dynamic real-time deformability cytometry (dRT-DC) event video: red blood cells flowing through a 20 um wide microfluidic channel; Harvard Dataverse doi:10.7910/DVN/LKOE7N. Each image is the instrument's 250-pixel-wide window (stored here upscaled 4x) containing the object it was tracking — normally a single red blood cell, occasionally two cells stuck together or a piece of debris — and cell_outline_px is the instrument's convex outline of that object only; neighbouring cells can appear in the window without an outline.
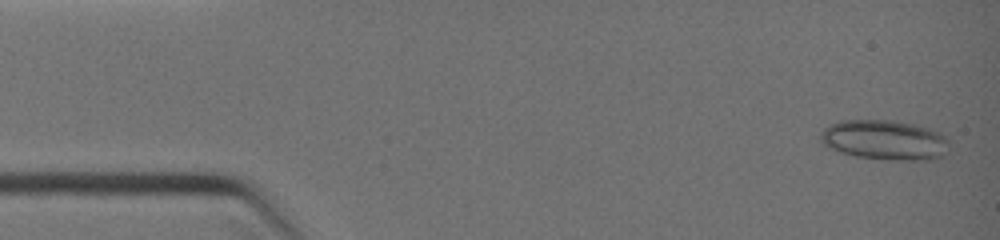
{"species": "common noctule bat (a hibernating species)", "species_latin": "Nyctalus noctula", "temperature_condition": "warm", "stored_images_in_passage": 8, "camera_frame_rate_fps": 3000, "um_per_image_px": 0.085, "animal": {"sex": "female", "body_mass_g": 19.0, "forearm_length_mm": 51.5}, "frame": {"image": 1, "passage_image": 1, "time_ms": 0.0, "image_size_px": [1000, 240], "cell_outline_px": [[948, 152], [940, 156], [928, 160], [896, 160], [856, 156], [840, 152], [828, 148], [820, 140], [820, 132], [828, 124], [840, 120], [896, 120], [928, 128], [940, 132], [948, 140]], "centroid_in_image_um": [75.17, 11.89], "position_along_channel_um": 9.8, "area_um2": 30.06}}